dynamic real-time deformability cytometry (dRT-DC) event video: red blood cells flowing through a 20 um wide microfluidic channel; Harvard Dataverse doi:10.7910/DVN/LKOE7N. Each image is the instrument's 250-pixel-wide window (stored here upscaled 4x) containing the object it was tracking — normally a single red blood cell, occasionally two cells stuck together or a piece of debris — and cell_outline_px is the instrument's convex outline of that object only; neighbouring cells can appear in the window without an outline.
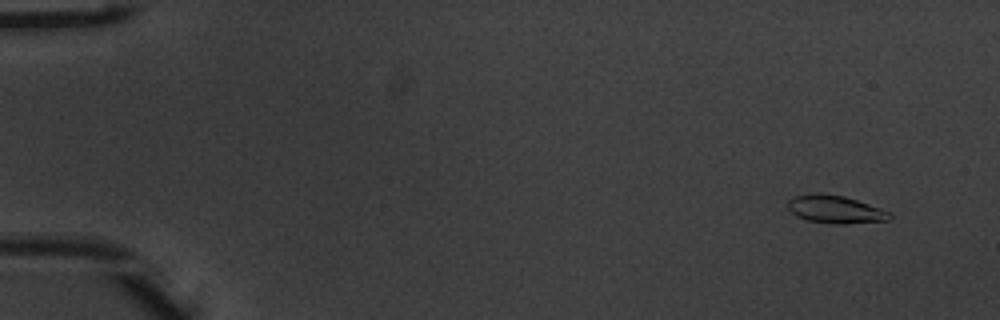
{"species": "common noctule bat (a hibernating species)", "species_latin": "Nyctalus noctula", "temperature_condition": "warm", "stored_images_in_passage": 50, "camera_frame_rate_fps": 3000, "um_per_image_px": 0.085, "animal": {"sex": "male", "body_mass_g": 20.1, "forearm_length_mm": 53.5}, "frame": {"image": 1, "passage_image": 1, "time_ms": 0.0, "image_size_px": [1000, 320], "cell_outline_px": [[892, 216], [888, 220], [848, 224], [832, 224], [808, 220], [796, 216], [788, 208], [788, 200], [792, 196], [812, 192], [820, 192], [844, 196], [892, 212]], "centroid_in_image_um": [70.98, 17.78], "position_along_channel_um": 14.0, "area_um2": 16.76}}
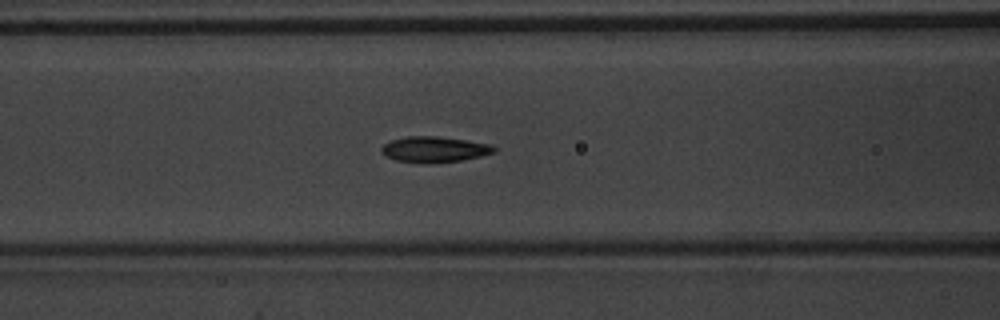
{"frame": {"image": 2, "passage_image": 20, "time_ms": 6.333, "image_size_px": [1000, 320], "cell_outline_px": [[496, 152], [480, 156], [460, 160], [432, 164], [428, 164], [396, 160], [380, 152], [380, 148], [384, 144], [392, 140], [408, 136], [436, 136], [464, 140], [488, 144], [496, 148]], "centroid_in_image_um": [36.89, 12.71], "position_along_channel_um": 129.7, "area_um2": 16.76}}
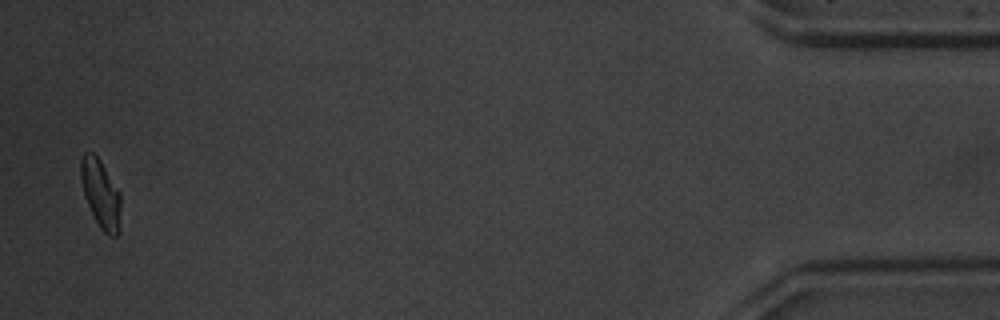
{"frame": {"image": 3, "passage_image": 49, "time_ms": 16.0, "image_size_px": [1000, 320], "cell_outline_px": [[120, 232], [116, 236], [108, 236], [100, 228], [84, 196], [80, 176], [80, 160], [84, 152], [92, 152], [100, 160], [120, 192]], "centroid_in_image_um": [8.56, 16.48], "position_along_channel_um": 426.6, "area_um2": 15.95}, "authors_computed_cell_mechanics": {"area_um2": 16.3285, "velocity_mm_per_s": 3.9065, "shape_relaxation_time_tau1_ms": 2.7587, "shape_relaxation_time_tau2_ms": 1.7348, "deformation_change_tau1": 0.1443, "deformation_change_tau2": 0.0751}}